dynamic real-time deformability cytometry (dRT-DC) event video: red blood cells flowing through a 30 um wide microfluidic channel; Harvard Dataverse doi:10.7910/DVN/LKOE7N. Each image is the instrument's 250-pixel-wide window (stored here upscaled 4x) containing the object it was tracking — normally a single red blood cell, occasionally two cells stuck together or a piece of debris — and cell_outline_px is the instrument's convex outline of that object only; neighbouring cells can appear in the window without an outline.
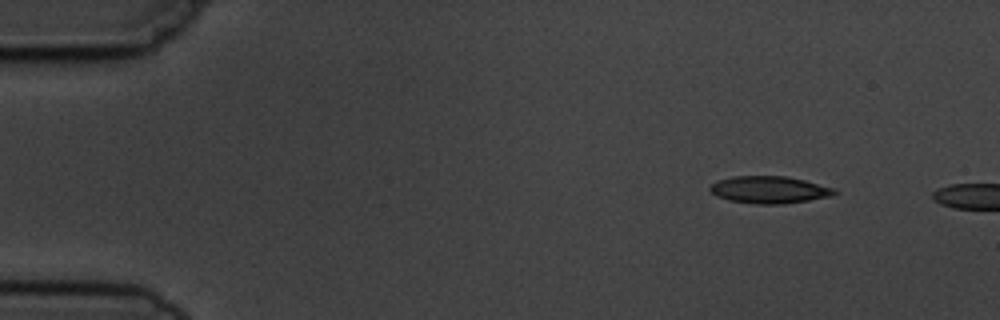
{"species": "common noctule bat (a hibernating species)", "species_latin": "Nyctalus noctula", "temperature_condition": "cold", "stored_images_in_passage": 3, "camera_frame_rate_fps": 3000, "um_per_image_px": 0.085, "animal": {"sex": "male", "body_mass_g": 19.5, "forearm_length_mm": 54.6}, "frame": {"image": 1, "passage_image": 1, "time_ms": 0.0, "image_size_px": [1000, 320], "cell_outline_px": [[840, 192], [832, 196], [784, 204], [756, 204], [728, 200], [716, 196], [708, 188], [716, 180], [732, 176], [784, 176], [804, 180], [836, 188]], "centroid_in_image_um": [65.4, 16.13], "position_along_channel_um": 19.6, "area_um2": 19.88}}